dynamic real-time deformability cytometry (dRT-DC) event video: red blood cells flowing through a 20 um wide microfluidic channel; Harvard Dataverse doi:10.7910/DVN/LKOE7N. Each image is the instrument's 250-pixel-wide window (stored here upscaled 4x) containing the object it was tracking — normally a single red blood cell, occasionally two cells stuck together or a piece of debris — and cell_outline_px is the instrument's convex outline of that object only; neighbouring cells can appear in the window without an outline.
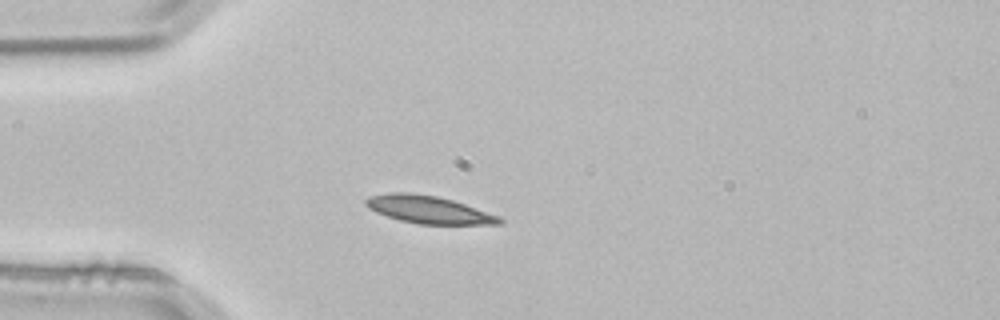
{"species": "common noctule bat (a hibernating species)", "species_latin": "Nyctalus noctula", "temperature_condition": "room temperature", "stored_images_in_passage": 3, "camera_frame_rate_fps": 3000, "um_per_image_px": 0.085, "animal": {"sex": "male", "body_mass_g": 21.5, "forearm_length_mm": 52.0}, "frame": {"image": 1, "passage_image": 3, "time_ms": 0.667, "image_size_px": [1000, 320], "cell_outline_px": [[504, 224], [416, 224], [400, 220], [376, 212], [368, 208], [364, 204], [364, 200], [368, 196], [388, 192], [408, 192], [436, 196], [452, 200], [500, 216], [504, 220]], "centroid_in_image_um": [36.4, 17.81], "position_along_channel_um": 48.6, "area_um2": 21.56}}